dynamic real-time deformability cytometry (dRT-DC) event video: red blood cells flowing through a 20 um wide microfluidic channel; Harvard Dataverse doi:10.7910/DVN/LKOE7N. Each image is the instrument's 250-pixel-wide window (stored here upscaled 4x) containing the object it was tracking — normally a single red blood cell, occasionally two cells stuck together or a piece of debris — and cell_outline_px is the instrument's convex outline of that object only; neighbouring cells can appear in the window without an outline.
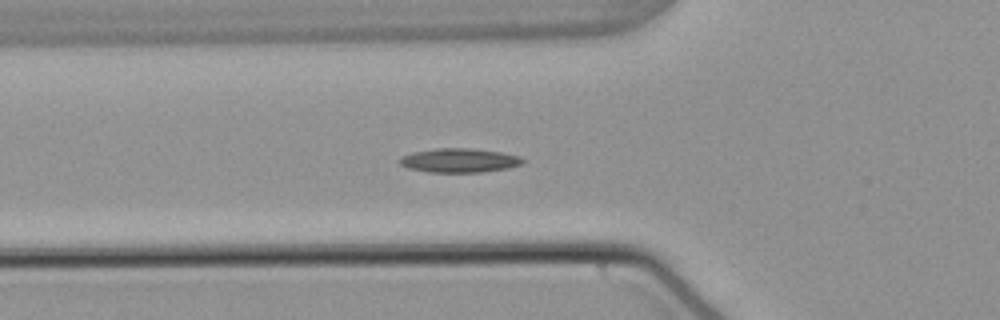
{"species": "common noctule bat (a hibernating species)", "species_latin": "Nyctalus noctula", "temperature_condition": "warm", "stored_images_in_passage": 18, "camera_frame_rate_fps": 3000, "um_per_image_px": 0.085, "animal": {"sex": "male", "body_mass_g": 21.5, "forearm_length_mm": 52.0}, "frame": {"image": 1, "passage_image": 11, "time_ms": 3.333, "image_size_px": [1000, 320], "cell_outline_px": [[524, 160], [520, 164], [508, 168], [480, 172], [428, 172], [408, 168], [400, 164], [400, 160], [404, 156], [412, 152], [436, 148], [468, 148], [500, 152], [520, 156]], "centroid_in_image_um": [39.03, 13.63], "position_along_channel_um": 86.8, "area_um2": 17.05}}
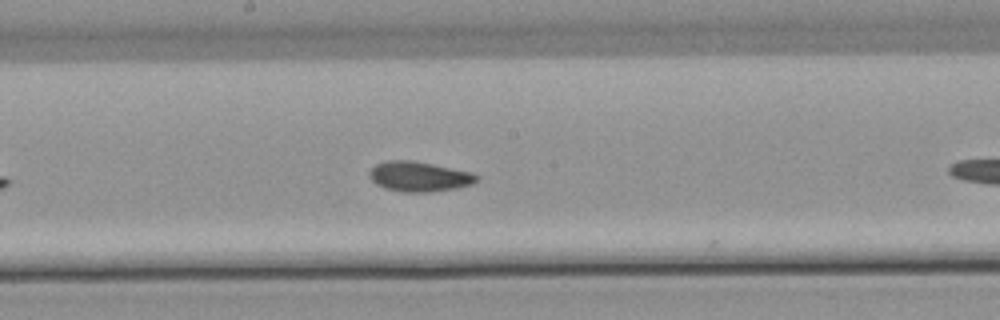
{"frame": {"image": 2, "passage_image": 17, "time_ms": 5.333, "image_size_px": [1000, 320], "cell_outline_px": [[480, 176], [472, 184], [456, 188], [428, 192], [400, 192], [384, 188], [376, 184], [368, 176], [368, 172], [376, 164], [388, 160], [408, 160], [432, 164], [472, 172]], "centroid_in_image_um": [35.6, 15.01], "position_along_channel_um": 212.6, "area_um2": 18.73}}